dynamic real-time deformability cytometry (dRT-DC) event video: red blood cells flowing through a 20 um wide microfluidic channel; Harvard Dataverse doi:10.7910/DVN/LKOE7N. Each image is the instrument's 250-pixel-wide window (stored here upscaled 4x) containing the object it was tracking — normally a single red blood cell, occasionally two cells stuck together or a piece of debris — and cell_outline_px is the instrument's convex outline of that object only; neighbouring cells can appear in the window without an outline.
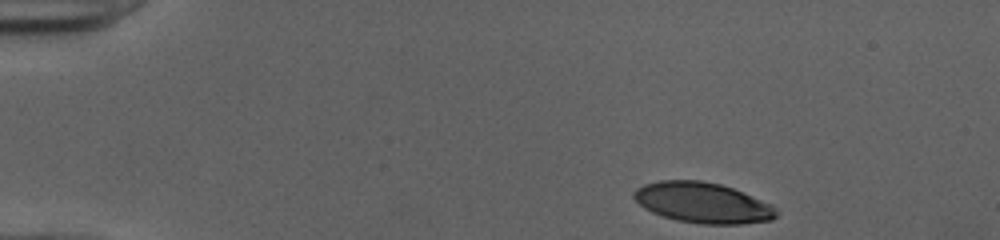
{"species": "human", "species_latin": "Homo sapiens", "temperature_condition": "cold", "stored_images_in_passage": 39, "camera_frame_rate_fps": 3000, "um_per_image_px": 0.085, "donor": {"sex": "female"}, "frame": {"image": 1, "passage_image": 1, "time_ms": 0.0, "image_size_px": [1000, 240], "cell_outline_px": [[780, 212], [772, 220], [740, 224], [700, 224], [676, 220], [652, 212], [644, 208], [632, 196], [632, 192], [636, 188], [644, 184], [660, 180], [700, 180], [720, 184], [732, 188], [772, 204]], "centroid_in_image_um": [59.73, 17.23], "position_along_channel_um": 25.3, "area_um2": 33.76}}
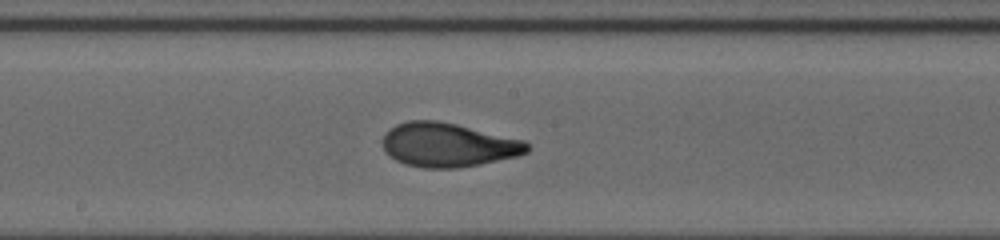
{"frame": {"image": 2, "passage_image": 22, "time_ms": 7.0, "image_size_px": [1000, 240], "cell_outline_px": [[532, 148], [528, 152], [516, 156], [480, 164], [456, 168], [424, 168], [404, 164], [396, 160], [384, 152], [380, 140], [384, 132], [388, 128], [396, 124], [408, 120], [436, 120], [456, 124], [524, 140]], "centroid_in_image_um": [38.02, 12.31], "position_along_channel_um": 210.2, "area_um2": 37.4}}
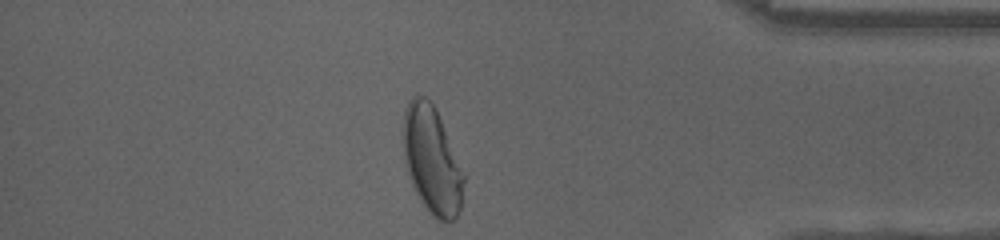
{"frame": {"image": 3, "passage_image": 38, "time_ms": 12.333, "image_size_px": [1000, 240], "cell_outline_px": [[464, 180], [460, 212], [456, 220], [436, 220], [432, 216], [420, 200], [408, 176], [404, 164], [404, 108], [408, 100], [412, 96], [424, 96], [436, 108], [464, 176]], "centroid_in_image_um": [36.69, 13.64], "position_along_channel_um": 398.5, "area_um2": 37.51}, "authors_computed_cell_mechanics": {"area_um2": 36.0094, "velocity_mm_per_s": 4.0071, "shape_relaxation_time_tau1_ms": 3.9267, "shape_relaxation_time_tau2_ms": 1.0124, "deformation_change_tau1": 0.2078, "deformation_change_tau2": 0.063}}